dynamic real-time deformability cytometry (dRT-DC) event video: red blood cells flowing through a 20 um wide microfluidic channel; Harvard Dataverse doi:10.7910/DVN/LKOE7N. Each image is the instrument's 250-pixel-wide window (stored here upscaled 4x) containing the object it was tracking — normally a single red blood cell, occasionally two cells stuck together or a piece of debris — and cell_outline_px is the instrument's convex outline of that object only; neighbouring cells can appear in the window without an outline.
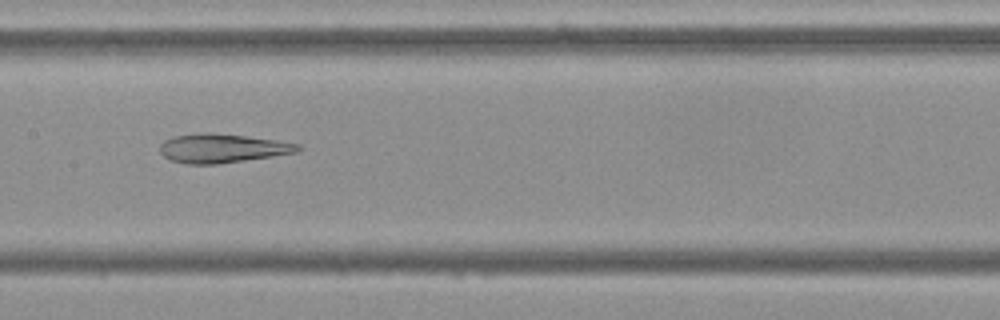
{"species": "Egyptian fruit bat (a non-hibernating species)", "species_latin": "Rousettus aegyptiacus", "temperature_condition": "cold", "stored_images_in_passage": 49, "camera_frame_rate_fps": 3000, "um_per_image_px": 0.085, "frame": {"image": 1, "passage_image": 26, "time_ms": 8.333, "image_size_px": [1000, 320], "cell_outline_px": [[300, 152], [216, 164], [188, 164], [168, 160], [160, 152], [160, 144], [164, 140], [176, 136], [204, 132], [208, 132], [244, 136], [276, 140], [300, 144]], "centroid_in_image_um": [18.87, 12.61], "position_along_channel_um": 188.5, "area_um2": 23.12}}
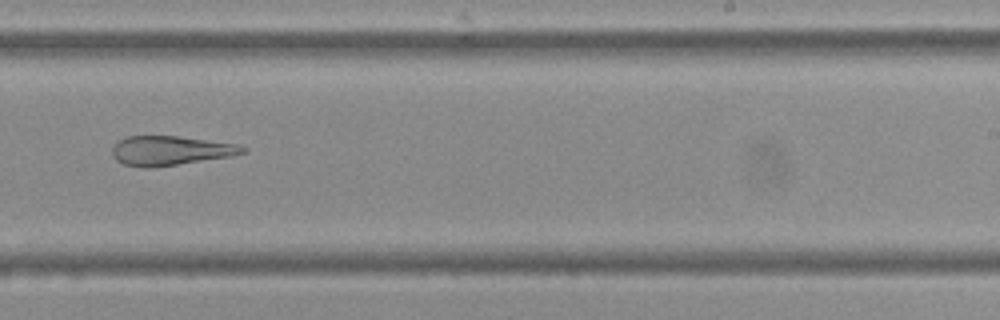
{"frame": {"image": 2, "passage_image": 33, "time_ms": 10.667, "image_size_px": [1000, 320], "cell_outline_px": [[248, 148], [244, 152], [232, 156], [152, 168], [144, 168], [124, 164], [116, 160], [112, 156], [112, 148], [120, 140], [128, 136], [176, 136], [240, 144]], "centroid_in_image_um": [14.5, 12.81], "position_along_channel_um": 274.5, "area_um2": 22.31}}
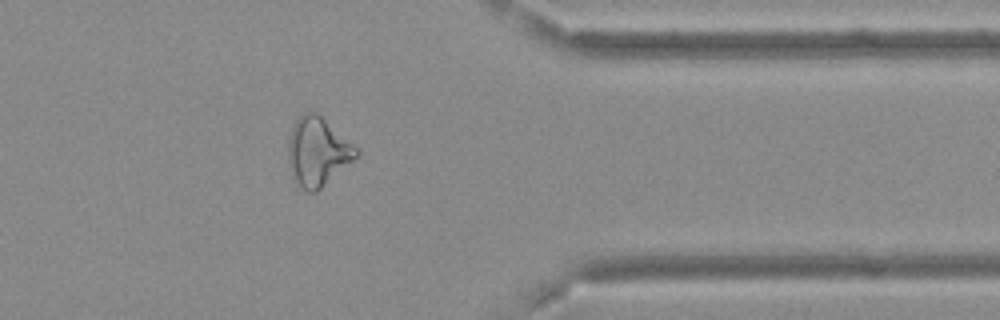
{"frame": {"image": 3, "passage_image": 43, "time_ms": 14.0, "image_size_px": [1000, 320], "cell_outline_px": [[360, 152], [352, 160], [316, 192], [308, 192], [300, 188], [292, 172], [288, 160], [288, 140], [292, 128], [296, 120], [304, 112], [316, 112], [360, 148]], "centroid_in_image_um": [27.0, 12.87], "position_along_channel_um": 384.4, "area_um2": 26.88}, "authors_computed_cell_mechanics": {"area_um2": 26.877, "velocity_mm_per_s": 3.7023, "shape_relaxation_time_tau1_ms": null, "shape_relaxation_time_tau2_ms": 10.6007, "deformation_change_tau1": null, "deformation_change_tau2": 0.2143}}